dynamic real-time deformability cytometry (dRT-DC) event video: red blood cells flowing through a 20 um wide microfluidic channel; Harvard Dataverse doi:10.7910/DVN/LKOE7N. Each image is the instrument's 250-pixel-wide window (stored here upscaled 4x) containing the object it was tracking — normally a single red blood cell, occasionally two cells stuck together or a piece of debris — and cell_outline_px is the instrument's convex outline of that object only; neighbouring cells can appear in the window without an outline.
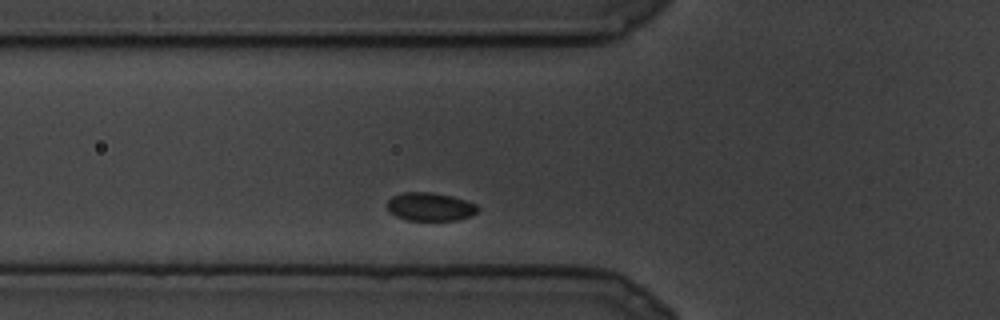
{"species": "common noctule bat (a hibernating species)", "species_latin": "Nyctalus noctula", "temperature_condition": "cold", "stored_images_in_passage": 8, "camera_frame_rate_fps": 3000, "um_per_image_px": 0.085, "animal": {"sex": "male", "body_mass_g": 19.5, "forearm_length_mm": 54.6}, "frame": {"image": 1, "passage_image": 2, "time_ms": 0.333, "image_size_px": [1000, 320], "cell_outline_px": [[480, 208], [476, 212], [468, 216], [456, 220], [408, 220], [396, 216], [388, 208], [388, 200], [392, 196], [404, 192], [432, 192], [452, 196], [476, 204]], "centroid_in_image_um": [36.56, 17.56], "position_along_channel_um": 89.2, "area_um2": 14.74}}
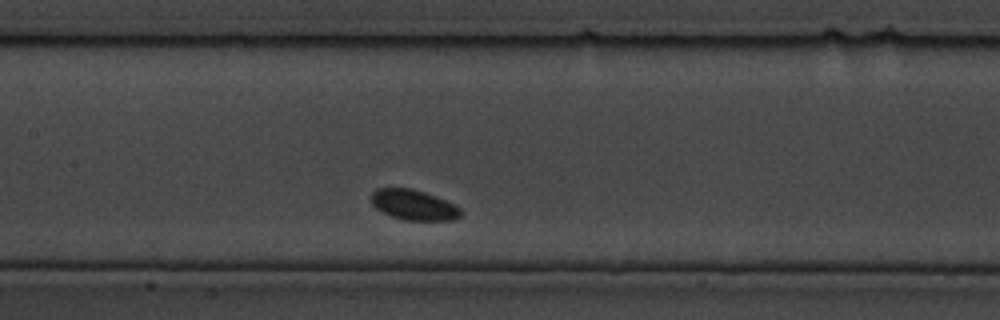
{"frame": {"image": 2, "passage_image": 6, "time_ms": 1.667, "image_size_px": [1000, 320], "cell_outline_px": [[464, 212], [456, 220], [404, 220], [380, 212], [372, 204], [372, 192], [376, 188], [412, 188], [424, 192], [444, 200], [460, 208]], "centroid_in_image_um": [35.15, 17.42], "position_along_channel_um": 172.2, "area_um2": 15.78}}
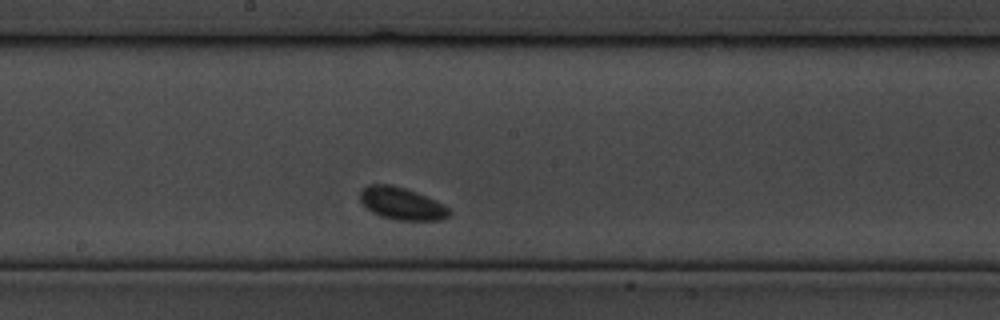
{"frame": {"image": 3, "passage_image": 8, "time_ms": 2.333, "image_size_px": [1000, 320], "cell_outline_px": [[452, 212], [448, 216], [440, 220], [396, 220], [380, 216], [372, 212], [360, 200], [360, 192], [368, 184], [388, 184], [404, 188], [416, 192], [448, 208]], "centroid_in_image_um": [34.11, 17.31], "position_along_channel_um": 214.1, "area_um2": 16.42}}